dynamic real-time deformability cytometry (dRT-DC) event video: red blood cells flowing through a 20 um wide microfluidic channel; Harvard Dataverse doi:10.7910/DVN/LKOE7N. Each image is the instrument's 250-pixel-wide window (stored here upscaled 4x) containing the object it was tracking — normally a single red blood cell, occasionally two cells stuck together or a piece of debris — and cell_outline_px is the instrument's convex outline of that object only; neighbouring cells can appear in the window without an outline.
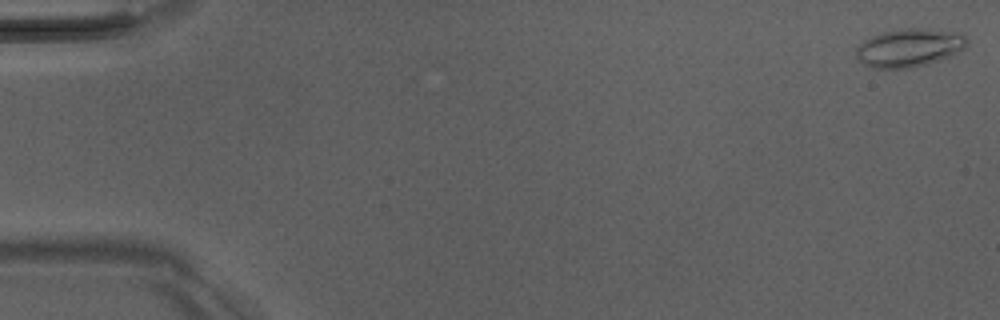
{"species": "Egyptian fruit bat (a non-hibernating species)", "species_latin": "Rousettus aegyptiacus", "temperature_condition": "room temperature", "stored_images_in_passage": 7, "camera_frame_rate_fps": 3000, "um_per_image_px": 0.085, "animal": {"sex": "male"}, "frame": {"image": 1, "passage_image": 1, "time_ms": 0.0, "image_size_px": [1000, 320], "cell_outline_px": [[968, 44], [964, 48], [948, 56], [928, 64], [908, 68], [872, 68], [864, 64], [856, 56], [856, 48], [864, 40], [872, 36], [884, 32], [900, 28], [920, 28], [960, 32], [968, 40]], "centroid_in_image_um": [77.28, 4.05], "position_along_channel_um": 7.7, "area_um2": 24.57}}